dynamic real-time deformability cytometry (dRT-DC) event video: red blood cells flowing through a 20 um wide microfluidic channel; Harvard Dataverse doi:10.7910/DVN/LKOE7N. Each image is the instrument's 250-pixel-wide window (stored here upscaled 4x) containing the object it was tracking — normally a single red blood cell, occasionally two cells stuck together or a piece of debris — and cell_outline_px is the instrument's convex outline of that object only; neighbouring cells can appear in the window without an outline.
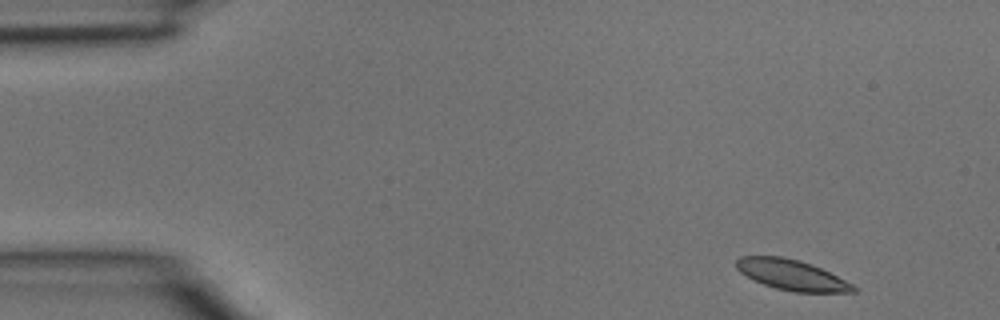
{"species": "common noctule bat (a hibernating species)", "species_latin": "Nyctalus noctula", "temperature_condition": "room temperature", "stored_images_in_passage": 4, "segment_of_instrument_passage": [2, 2], "camera_frame_rate_fps": 3000, "um_per_image_px": 0.085, "animal": {"sex": "male", "body_mass_g": 15.6}, "frame": {"image": 1, "passage_image": 4, "time_ms": 1.0, "image_size_px": [1000, 320], "cell_outline_px": [[856, 292], [792, 292], [776, 288], [764, 284], [740, 272], [736, 268], [736, 260], [740, 256], [780, 256], [800, 260], [812, 264], [852, 284], [856, 288]], "centroid_in_image_um": [67.27, 23.36], "position_along_channel_um": 17.7, "area_um2": 20.46}}